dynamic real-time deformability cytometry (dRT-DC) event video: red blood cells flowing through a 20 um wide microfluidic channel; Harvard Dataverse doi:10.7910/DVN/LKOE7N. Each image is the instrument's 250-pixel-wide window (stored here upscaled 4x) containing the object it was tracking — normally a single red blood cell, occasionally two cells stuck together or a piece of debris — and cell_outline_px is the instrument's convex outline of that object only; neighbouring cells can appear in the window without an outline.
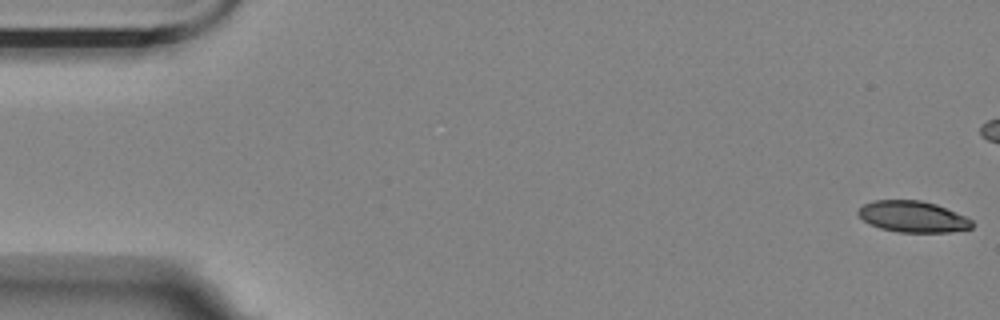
{"species": "Egyptian fruit bat (a non-hibernating species)", "species_latin": "Rousettus aegyptiacus", "temperature_condition": "room temperature", "stored_images_in_passage": 4, "camera_frame_rate_fps": 3000, "um_per_image_px": 0.085, "animal": {"sex": "female"}, "frame": {"image": 1, "passage_image": 1, "time_ms": 0.0, "image_size_px": [1000, 320], "cell_outline_px": [[972, 228], [952, 232], [900, 232], [880, 228], [868, 224], [856, 212], [864, 204], [876, 200], [920, 200], [936, 204], [964, 216], [972, 220]], "centroid_in_image_um": [77.58, 18.42], "position_along_channel_um": 7.4, "area_um2": 20.58}}